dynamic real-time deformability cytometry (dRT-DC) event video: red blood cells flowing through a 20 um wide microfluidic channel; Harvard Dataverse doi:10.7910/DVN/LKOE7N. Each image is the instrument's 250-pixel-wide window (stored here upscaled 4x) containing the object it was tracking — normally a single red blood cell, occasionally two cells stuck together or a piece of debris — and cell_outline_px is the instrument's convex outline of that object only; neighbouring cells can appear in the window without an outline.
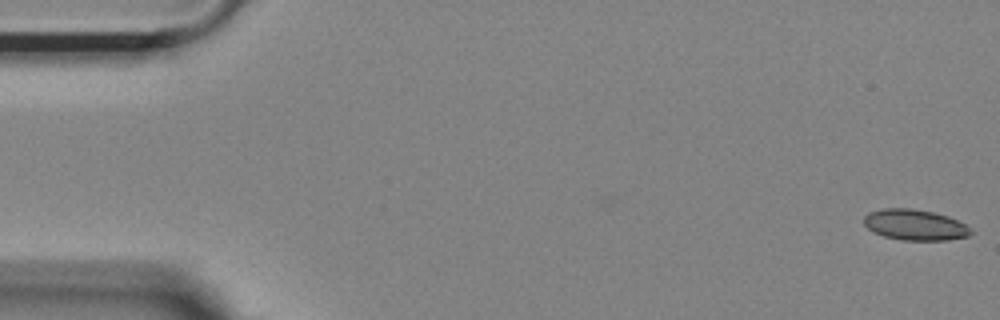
{"species": "Egyptian fruit bat (a non-hibernating species)", "species_latin": "Rousettus aegyptiacus", "temperature_condition": "room temperature", "stored_images_in_passage": 53, "camera_frame_rate_fps": 3000, "um_per_image_px": 0.085, "animal": {"sex": "female"}, "frame": {"image": 1, "passage_image": 1, "time_ms": 0.0, "image_size_px": [1000, 320], "cell_outline_px": [[972, 232], [968, 236], [948, 240], [900, 240], [884, 236], [872, 232], [864, 224], [864, 216], [868, 212], [884, 208], [912, 208], [932, 212], [948, 216], [972, 228]], "centroid_in_image_um": [77.75, 19.11], "position_along_channel_um": 7.3, "area_um2": 19.25}}
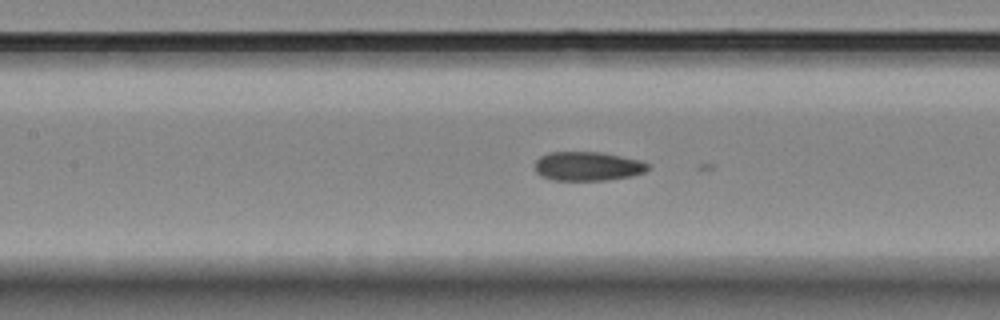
{"frame": {"image": 2, "passage_image": 24, "time_ms": 7.667, "image_size_px": [1000, 320], "cell_outline_px": [[648, 168], [644, 172], [632, 176], [604, 180], [552, 180], [540, 176], [536, 172], [536, 160], [540, 156], [548, 152], [600, 152], [640, 160], [648, 164]], "centroid_in_image_um": [49.92, 14.13], "position_along_channel_um": 157.5, "area_um2": 19.07}}
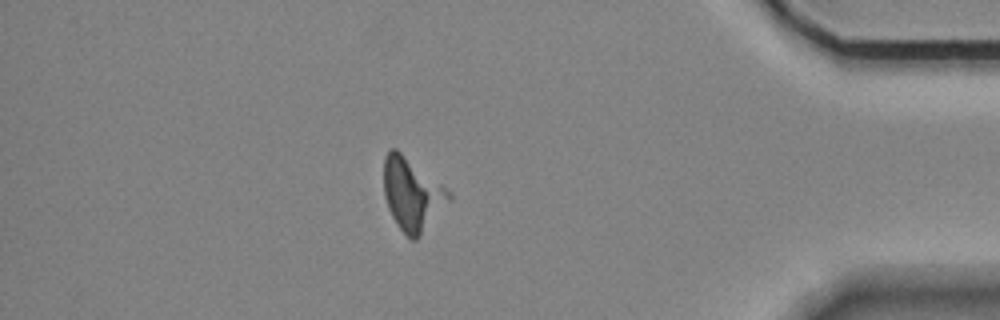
{"frame": {"image": 3, "passage_image": 47, "time_ms": 15.333, "image_size_px": [1000, 320], "cell_outline_px": [[452, 196], [420, 236], [416, 240], [412, 240], [400, 228], [392, 216], [388, 208], [384, 196], [384, 156], [388, 148], [396, 148], [440, 184]], "centroid_in_image_um": [34.96, 16.49], "position_along_channel_um": 400.2, "area_um2": 26.65}}